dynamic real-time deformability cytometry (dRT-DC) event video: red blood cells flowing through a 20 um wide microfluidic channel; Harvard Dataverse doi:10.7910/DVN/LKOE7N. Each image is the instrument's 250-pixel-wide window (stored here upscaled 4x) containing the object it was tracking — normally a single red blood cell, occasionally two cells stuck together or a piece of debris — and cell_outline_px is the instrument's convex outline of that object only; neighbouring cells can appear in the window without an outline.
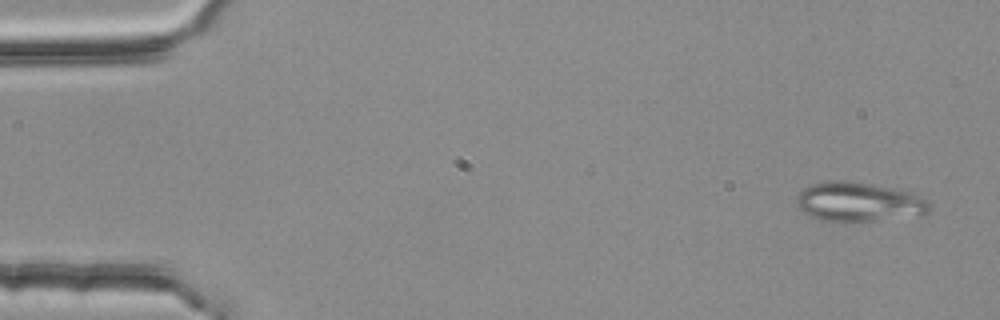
{"species": "common noctule bat (a hibernating species)", "species_latin": "Nyctalus noctula", "temperature_condition": "room temperature", "stored_images_in_passage": 5, "camera_frame_rate_fps": 3000, "um_per_image_px": 0.085, "animal": {"sex": "female", "body_mass_g": 25.1}, "frame": {"image": 1, "passage_image": 1, "time_ms": 0.0, "image_size_px": [1000, 320], "cell_outline_px": [[928, 212], [920, 216], [856, 224], [844, 224], [820, 220], [804, 212], [796, 204], [796, 196], [804, 188], [812, 184], [832, 180], [840, 180], [872, 184], [900, 188], [912, 192], [928, 200]], "centroid_in_image_um": [73.03, 17.21], "position_along_channel_um": 12.0, "area_um2": 31.62}}